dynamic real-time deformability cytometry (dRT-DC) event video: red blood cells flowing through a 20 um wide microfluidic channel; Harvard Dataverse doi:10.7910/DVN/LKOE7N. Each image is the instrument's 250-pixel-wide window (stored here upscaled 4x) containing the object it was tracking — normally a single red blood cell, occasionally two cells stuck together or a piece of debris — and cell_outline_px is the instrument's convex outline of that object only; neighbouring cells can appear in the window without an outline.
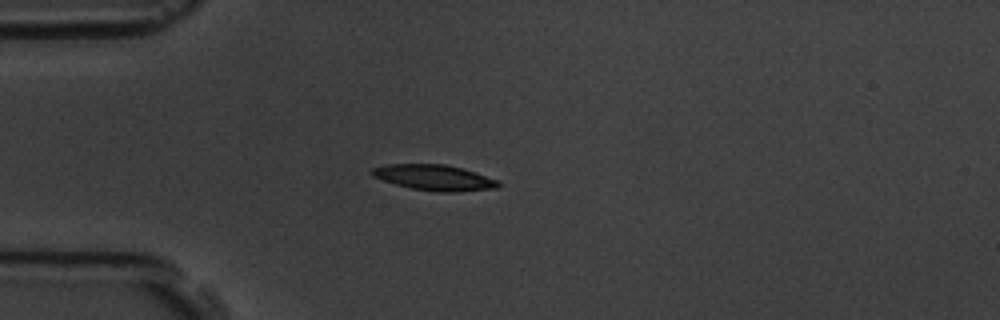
{"species": "common noctule bat (a hibernating species)", "species_latin": "Nyctalus noctula", "temperature_condition": "room temperature", "stored_images_in_passage": 11, "camera_frame_rate_fps": 3000, "um_per_image_px": 0.085, "animal": {"sex": "male", "body_mass_g": 19.5, "forearm_length_mm": 54.6}, "frame": {"image": 1, "passage_image": 4, "time_ms": 4.333, "image_size_px": [1000, 320], "cell_outline_px": [[500, 188], [456, 192], [436, 192], [412, 188], [396, 184], [372, 176], [368, 172], [372, 168], [384, 164], [444, 164], [476, 172], [500, 180]], "centroid_in_image_um": [36.94, 15.09], "position_along_channel_um": 48.1, "area_um2": 19.07}}
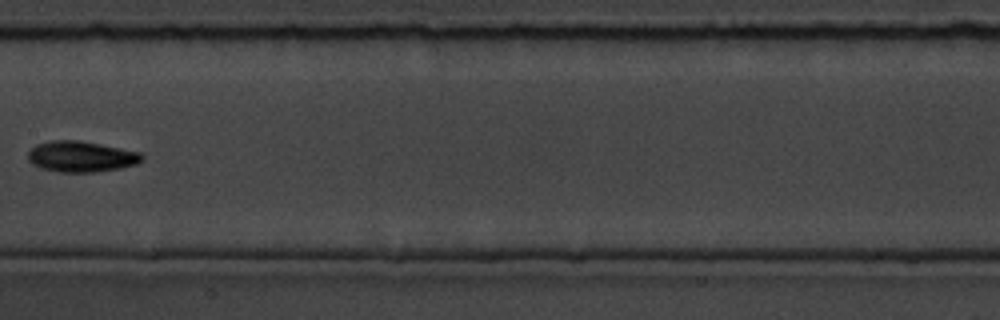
{"frame": {"image": 2, "passage_image": 8, "time_ms": 9.0, "image_size_px": [1000, 320], "cell_outline_px": [[144, 160], [136, 164], [120, 168], [92, 172], [60, 172], [40, 168], [32, 164], [28, 160], [28, 152], [36, 144], [52, 140], [80, 140], [140, 152], [144, 156]], "centroid_in_image_um": [6.89, 13.3], "position_along_channel_um": 200.5, "area_um2": 20.52}}
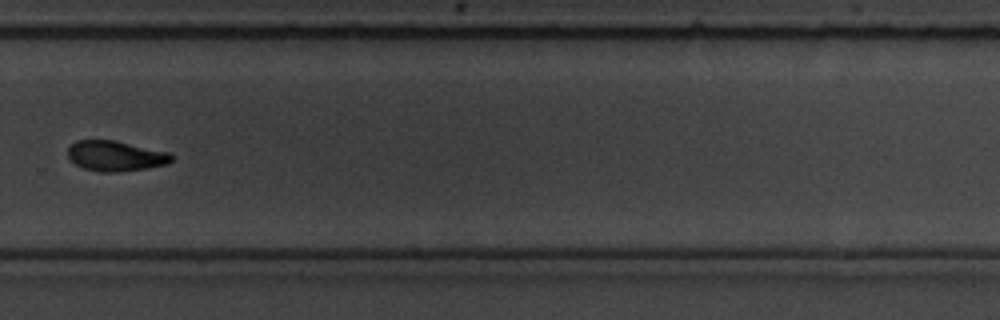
{"frame": {"image": 3, "passage_image": 11, "time_ms": 12.333, "image_size_px": [1000, 320], "cell_outline_px": [[176, 156], [168, 164], [148, 168], [116, 172], [100, 172], [84, 168], [76, 164], [68, 156], [68, 148], [76, 140], [116, 140], [172, 152]], "centroid_in_image_um": [9.9, 13.24], "position_along_channel_um": 319.9, "area_um2": 18.61}}